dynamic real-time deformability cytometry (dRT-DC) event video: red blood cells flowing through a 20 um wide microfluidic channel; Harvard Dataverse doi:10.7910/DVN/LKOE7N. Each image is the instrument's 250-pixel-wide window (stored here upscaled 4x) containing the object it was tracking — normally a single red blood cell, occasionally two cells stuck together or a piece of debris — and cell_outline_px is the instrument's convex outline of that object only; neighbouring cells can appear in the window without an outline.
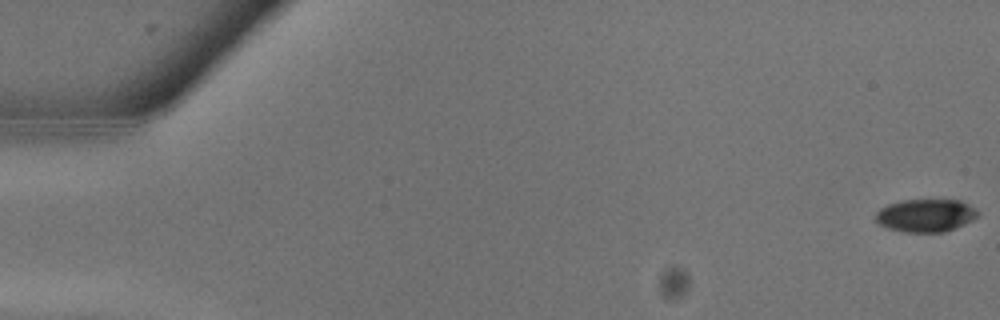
{"species": "common noctule bat (a hibernating species)", "species_latin": "Nyctalus noctula", "temperature_condition": "warm", "stored_images_in_passage": 11, "camera_frame_rate_fps": 3000, "um_per_image_px": 0.085, "animal": {"sex": "male", "body_mass_g": 13.3}, "frame": {"image": 1, "passage_image": 1, "time_ms": 0.0, "image_size_px": [1000, 320], "cell_outline_px": [[980, 212], [972, 220], [956, 228], [944, 232], [904, 232], [888, 228], [876, 224], [876, 212], [880, 208], [888, 204], [904, 200], [960, 200], [976, 208]], "centroid_in_image_um": [78.68, 18.32], "position_along_channel_um": 6.3, "area_um2": 19.65}}
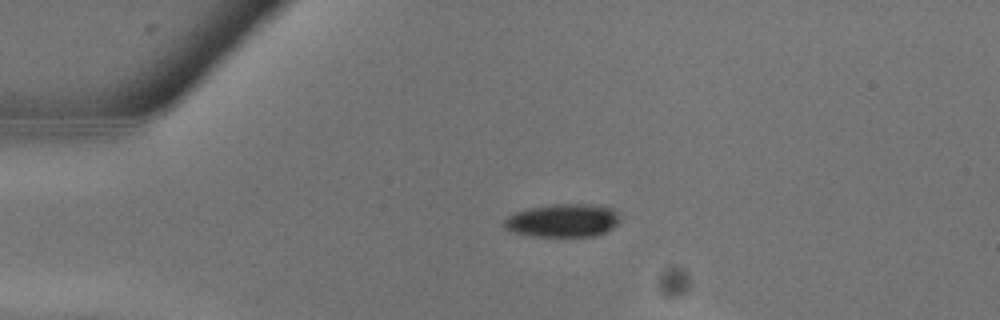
{"frame": {"image": 2, "passage_image": 7, "time_ms": 2.0, "image_size_px": [1000, 320], "cell_outline_px": [[620, 220], [612, 228], [596, 236], [532, 236], [512, 232], [504, 228], [500, 224], [508, 216], [516, 212], [528, 208], [552, 204], [604, 204], [612, 208], [620, 216]], "centroid_in_image_um": [47.83, 18.73], "position_along_channel_um": 37.2, "area_um2": 22.72}}